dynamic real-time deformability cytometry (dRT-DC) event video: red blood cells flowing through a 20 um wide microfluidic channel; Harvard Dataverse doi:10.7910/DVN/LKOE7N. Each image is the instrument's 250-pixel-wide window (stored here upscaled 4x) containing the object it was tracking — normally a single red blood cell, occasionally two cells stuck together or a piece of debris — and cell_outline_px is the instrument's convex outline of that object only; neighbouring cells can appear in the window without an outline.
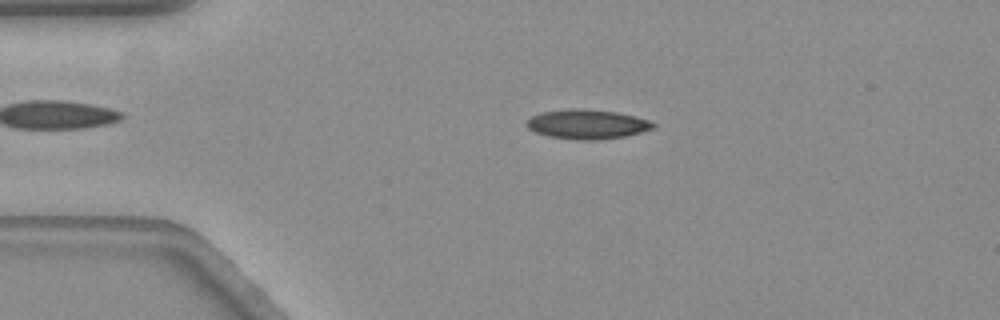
{"species": "common noctule bat (a hibernating species)", "species_latin": "Nyctalus noctula", "temperature_condition": "warm", "stored_images_in_passage": 51, "camera_frame_rate_fps": 3000, "um_per_image_px": 0.085, "animal": {"sex": "female", "body_mass_g": 19.3, "forearm_length_mm": 54.1}, "frame": {"image": 1, "passage_image": 5, "time_ms": 1.333, "image_size_px": [1000, 320], "cell_outline_px": [[656, 124], [652, 128], [628, 136], [600, 140], [576, 140], [548, 136], [536, 132], [528, 128], [524, 124], [532, 116], [544, 112], [616, 112], [648, 120]], "centroid_in_image_um": [49.93, 10.64], "position_along_channel_um": 35.1, "area_um2": 20.46}}
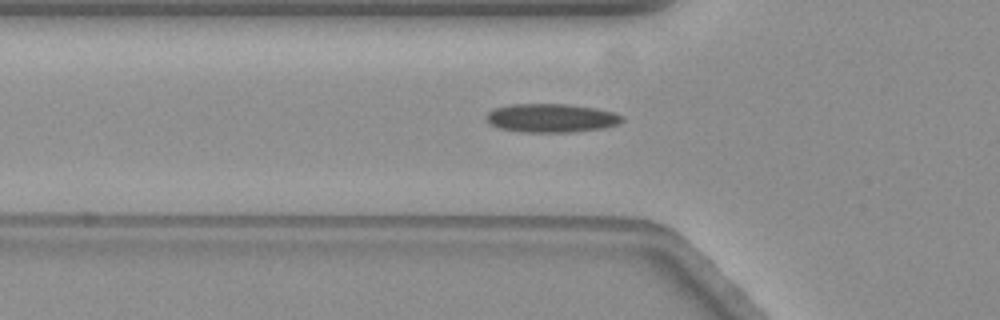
{"frame": {"image": 2, "passage_image": 12, "time_ms": 3.667, "image_size_px": [1000, 320], "cell_outline_px": [[624, 120], [620, 124], [604, 128], [572, 132], [520, 132], [500, 128], [492, 124], [488, 120], [488, 112], [492, 108], [508, 104], [572, 104], [596, 108], [616, 112], [624, 116]], "centroid_in_image_um": [46.93, 10.02], "position_along_channel_um": 78.9, "area_um2": 22.95}}
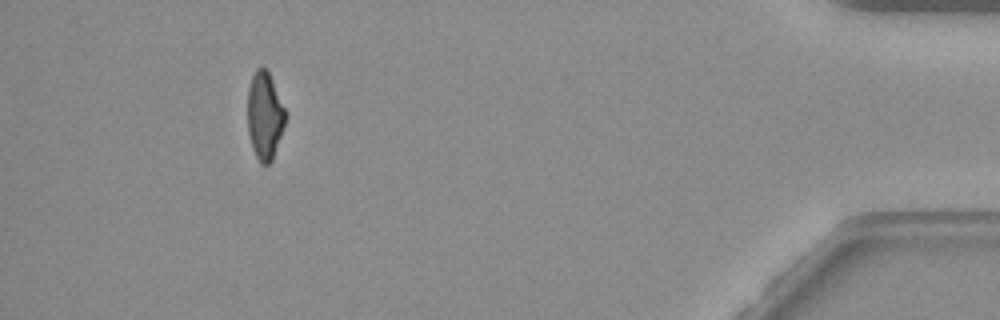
{"frame": {"image": 3, "passage_image": 46, "time_ms": 15.0, "image_size_px": [1000, 320], "cell_outline_px": [[288, 116], [272, 160], [268, 164], [260, 164], [252, 148], [248, 132], [248, 88], [252, 76], [256, 68], [264, 68], [268, 72], [288, 112]], "centroid_in_image_um": [22.52, 9.85], "position_along_channel_um": 412.7, "area_um2": 19.48}, "authors_computed_cell_mechanics": {"area_um2": 21.4438, "velocity_mm_per_s": 3.5299, "shape_relaxation_time_tau1_ms": 11.1002, "shape_relaxation_time_tau2_ms": 1.9214, "deformation_change_tau1": 0.2399, "deformation_change_tau2": 0.0809}}